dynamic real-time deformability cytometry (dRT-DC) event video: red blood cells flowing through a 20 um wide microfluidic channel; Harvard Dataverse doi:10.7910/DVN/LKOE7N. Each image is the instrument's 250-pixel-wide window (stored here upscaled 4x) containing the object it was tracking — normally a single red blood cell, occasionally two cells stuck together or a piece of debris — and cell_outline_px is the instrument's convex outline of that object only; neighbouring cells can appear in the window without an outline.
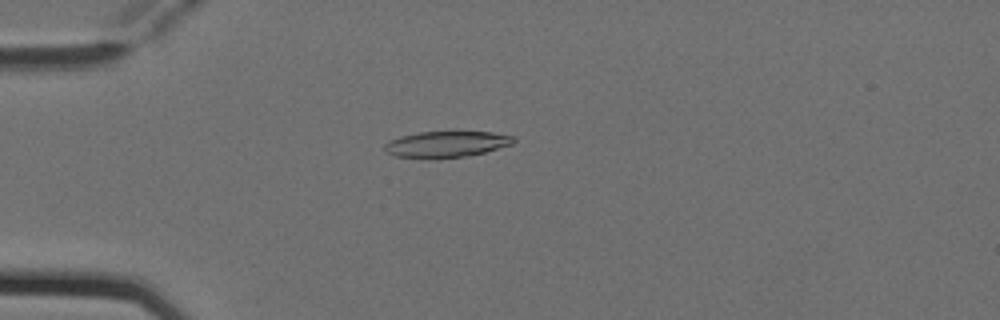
{"species": "Egyptian fruit bat (a non-hibernating species)", "species_latin": "Rousettus aegyptiacus", "temperature_condition": "cold", "stored_images_in_passage": 4, "camera_frame_rate_fps": 3000, "um_per_image_px": 0.085, "animal": {"sex": "female"}, "frame": {"image": 1, "passage_image": 4, "time_ms": 1.0, "image_size_px": [1000, 320], "cell_outline_px": [[516, 140], [512, 144], [484, 152], [464, 156], [436, 160], [396, 156], [388, 152], [384, 148], [384, 144], [388, 140], [400, 136], [420, 132], [492, 132], [516, 136]], "centroid_in_image_um": [37.93, 12.27], "position_along_channel_um": 47.1, "area_um2": 19.83}}